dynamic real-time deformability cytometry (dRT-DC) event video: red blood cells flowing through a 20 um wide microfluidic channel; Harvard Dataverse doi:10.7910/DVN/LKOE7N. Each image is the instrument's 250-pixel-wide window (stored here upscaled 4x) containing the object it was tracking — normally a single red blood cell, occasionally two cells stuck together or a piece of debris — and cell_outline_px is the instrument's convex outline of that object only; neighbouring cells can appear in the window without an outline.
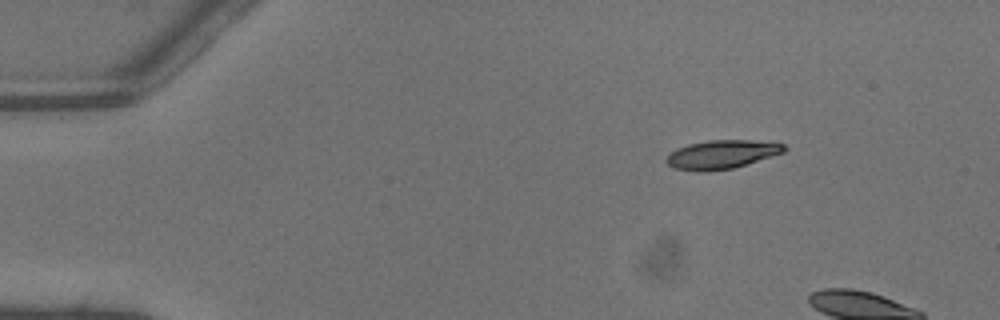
{"species": "common noctule bat (a hibernating species)", "species_latin": "Nyctalus noctula", "temperature_condition": "warm", "stored_images_in_passage": 5, "camera_frame_rate_fps": 3000, "um_per_image_px": 0.085, "animal": {"sex": "male", "body_mass_g": 13.3}, "frame": {"image": 1, "passage_image": 1, "time_ms": 0.0, "image_size_px": [1000, 320], "cell_outline_px": [[788, 148], [784, 152], [732, 168], [708, 172], [700, 172], [676, 168], [668, 164], [664, 160], [676, 148], [688, 144], [708, 140], [752, 140], [784, 144]], "centroid_in_image_um": [61.33, 13.12], "position_along_channel_um": 23.7, "area_um2": 19.54}}